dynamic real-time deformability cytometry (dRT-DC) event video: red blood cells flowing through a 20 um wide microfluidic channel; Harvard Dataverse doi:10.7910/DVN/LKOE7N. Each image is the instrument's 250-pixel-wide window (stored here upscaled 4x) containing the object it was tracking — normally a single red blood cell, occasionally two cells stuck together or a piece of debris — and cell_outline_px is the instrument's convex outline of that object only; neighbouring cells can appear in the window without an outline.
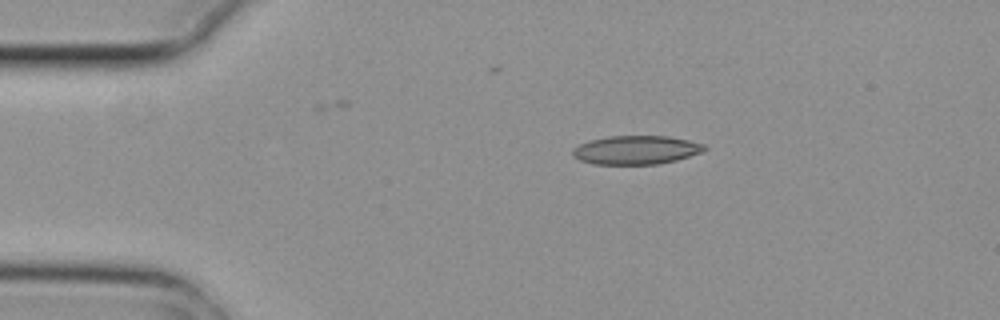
{"species": "common noctule bat (a hibernating species)", "species_latin": "Nyctalus noctula", "temperature_condition": "cold", "stored_images_in_passage": 5, "camera_frame_rate_fps": 3000, "um_per_image_px": 0.085, "animal": {"sex": "female", "body_mass_g": 29.2, "forearm_length_mm": 56.3}, "frame": {"image": 1, "passage_image": 2, "time_ms": 0.333, "image_size_px": [1000, 320], "cell_outline_px": [[708, 148], [704, 152], [676, 160], [656, 164], [592, 164], [580, 160], [572, 156], [572, 148], [588, 140], [608, 136], [668, 136], [688, 140], [704, 144]], "centroid_in_image_um": [54.06, 12.74], "position_along_channel_um": 30.9, "area_um2": 22.2}}
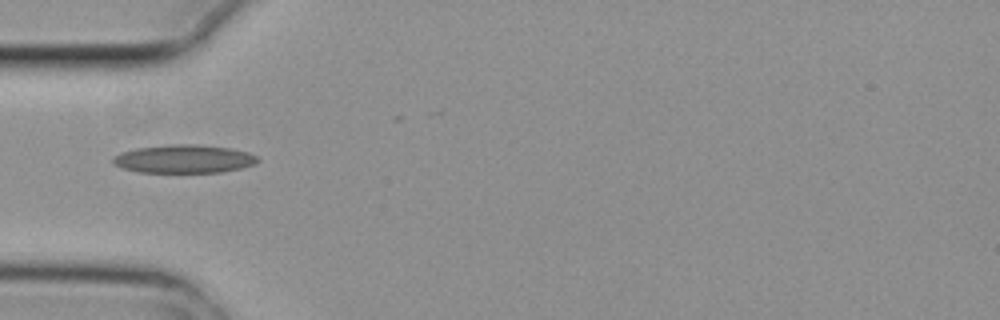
{"frame": {"image": 2, "passage_image": 4, "time_ms": 1.0, "image_size_px": [1000, 320], "cell_outline_px": [[260, 160], [256, 164], [240, 168], [220, 172], [140, 172], [124, 168], [116, 164], [112, 160], [112, 156], [120, 152], [136, 148], [172, 144], [196, 144], [232, 148], [248, 152], [256, 156]], "centroid_in_image_um": [15.66, 13.5], "position_along_channel_um": 69.3, "area_um2": 23.81}}